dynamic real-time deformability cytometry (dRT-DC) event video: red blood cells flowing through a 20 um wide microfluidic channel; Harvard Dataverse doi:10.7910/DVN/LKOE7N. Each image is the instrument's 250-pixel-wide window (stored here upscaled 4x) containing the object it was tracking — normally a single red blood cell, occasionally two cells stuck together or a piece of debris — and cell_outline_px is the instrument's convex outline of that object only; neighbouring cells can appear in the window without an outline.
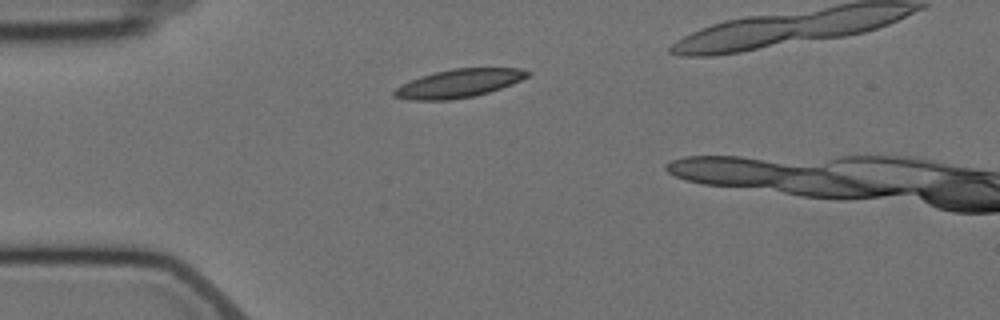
{"species": "Egyptian fruit bat (a non-hibernating species)", "species_latin": "Rousettus aegyptiacus", "temperature_condition": "cold", "stored_images_in_passage": 2, "camera_frame_rate_fps": 3000, "um_per_image_px": 0.085, "animal": {"sex": "female"}, "frame": {"image": 1, "passage_image": 1, "time_ms": 0.0, "image_size_px": [1000, 320], "cell_outline_px": [[532, 72], [528, 76], [512, 84], [488, 92], [472, 96], [448, 100], [408, 100], [392, 96], [392, 92], [400, 84], [420, 76], [452, 68], [520, 68]], "centroid_in_image_um": [38.96, 7.08], "position_along_channel_um": 46.0, "area_um2": 21.96}}